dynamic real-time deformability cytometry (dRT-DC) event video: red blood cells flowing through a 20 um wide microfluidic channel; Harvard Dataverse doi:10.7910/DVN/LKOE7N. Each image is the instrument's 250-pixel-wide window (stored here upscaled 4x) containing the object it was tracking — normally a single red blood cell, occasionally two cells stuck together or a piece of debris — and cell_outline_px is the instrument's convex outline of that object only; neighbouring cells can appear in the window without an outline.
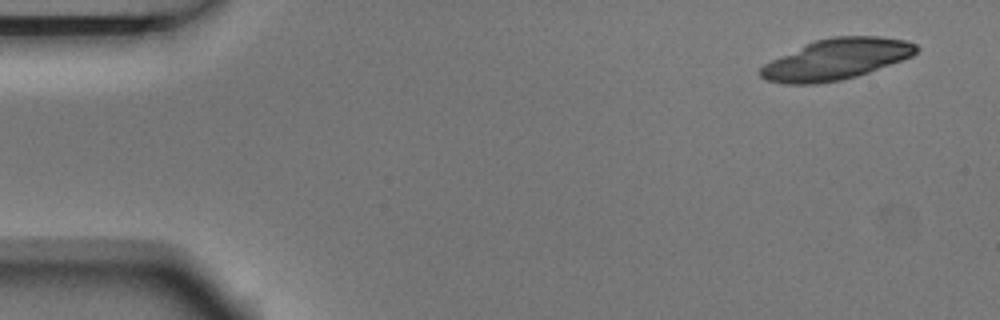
{"species": "Egyptian fruit bat (a non-hibernating species)", "species_latin": "Rousettus aegyptiacus", "temperature_condition": "room temperature", "stored_images_in_passage": 4, "camera_frame_rate_fps": 3000, "um_per_image_px": 0.085, "animal": {"sex": "male"}, "frame": {"image": 1, "passage_image": 1, "time_ms": 0.0, "image_size_px": [1000, 320], "cell_outline_px": [[920, 48], [912, 56], [868, 72], [856, 76], [840, 80], [816, 84], [784, 84], [764, 80], [756, 72], [764, 64], [772, 60], [816, 40], [832, 36], [880, 36], [908, 40], [916, 44]], "centroid_in_image_um": [71.08, 5.04], "position_along_channel_um": 13.9, "area_um2": 36.93}}